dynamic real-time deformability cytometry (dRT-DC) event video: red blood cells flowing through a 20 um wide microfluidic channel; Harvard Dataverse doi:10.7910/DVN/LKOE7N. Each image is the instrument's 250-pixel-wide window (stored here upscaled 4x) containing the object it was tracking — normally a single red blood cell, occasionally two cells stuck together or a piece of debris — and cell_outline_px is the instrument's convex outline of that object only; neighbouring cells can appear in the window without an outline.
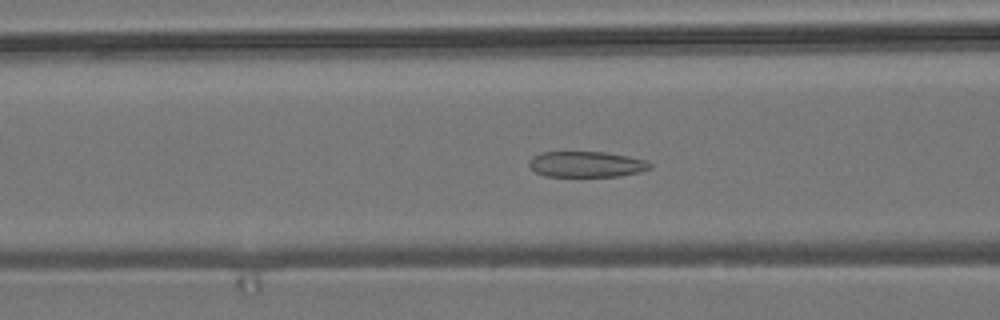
{"species": "common noctule bat (a hibernating species)", "species_latin": "Nyctalus noctula", "temperature_condition": "room temperature", "stored_images_in_passage": 57, "camera_frame_rate_fps": 3000, "um_per_image_px": 0.085, "animal": {"sex": "male", "body_mass_g": 19.2, "forearm_length_mm": 51.8}, "frame": {"image": 1, "passage_image": 22, "time_ms": 7.0, "image_size_px": [1000, 320], "cell_outline_px": [[652, 168], [640, 172], [620, 176], [544, 176], [536, 172], [528, 164], [528, 160], [532, 156], [540, 152], [604, 152], [628, 156], [644, 160], [652, 164]], "centroid_in_image_um": [49.83, 13.96], "position_along_channel_um": 116.8, "area_um2": 18.21}}
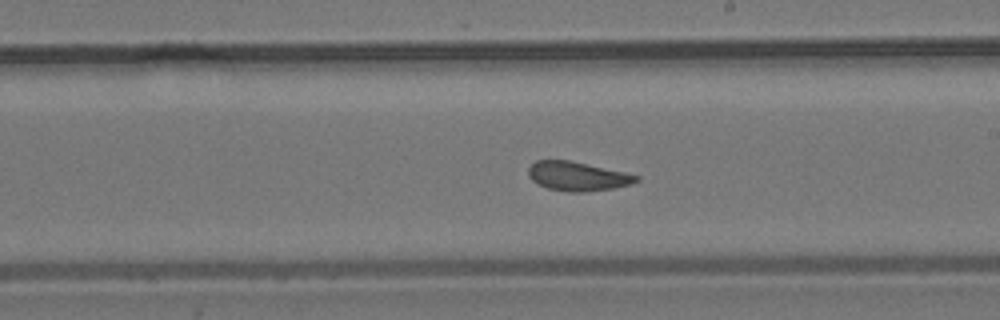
{"frame": {"image": 2, "passage_image": 32, "time_ms": 10.333, "image_size_px": [1000, 320], "cell_outline_px": [[640, 180], [632, 184], [612, 188], [584, 192], [568, 192], [548, 188], [532, 180], [528, 176], [528, 168], [536, 160], [568, 160], [624, 172], [640, 176]], "centroid_in_image_um": [49.09, 14.98], "position_along_channel_um": 239.9, "area_um2": 18.15}}
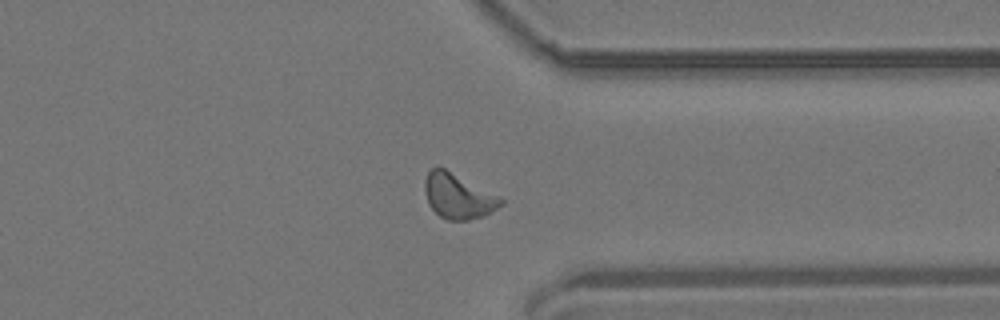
{"frame": {"image": 3, "passage_image": 43, "time_ms": 14.0, "image_size_px": [1000, 320], "cell_outline_px": [[504, 204], [484, 216], [468, 220], [448, 220], [440, 216], [428, 204], [424, 188], [424, 180], [428, 172], [436, 164], [444, 168], [504, 200]], "centroid_in_image_um": [38.89, 16.68], "position_along_channel_um": 372.5, "area_um2": 19.65}, "authors_computed_cell_mechanics": {"area_um2": 19.074, "velocity_mm_per_s": 3.6904, "shape_relaxation_time_tau1_ms": null, "shape_relaxation_time_tau2_ms": 1.999, "deformation_change_tau1": null, "deformation_change_tau2": 0.0902}}